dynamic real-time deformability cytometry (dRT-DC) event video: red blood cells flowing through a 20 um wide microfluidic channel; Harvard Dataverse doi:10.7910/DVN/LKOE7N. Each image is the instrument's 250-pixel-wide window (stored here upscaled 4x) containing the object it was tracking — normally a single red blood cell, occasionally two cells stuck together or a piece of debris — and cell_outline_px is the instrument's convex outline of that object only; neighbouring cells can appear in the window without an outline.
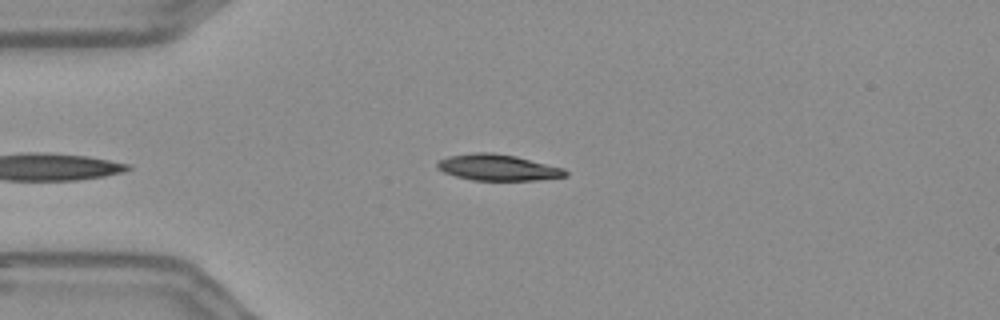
{"species": "Egyptian fruit bat (a non-hibernating species)", "species_latin": "Rousettus aegyptiacus", "temperature_condition": "warm", "stored_images_in_passage": 40, "camera_frame_rate_fps": 3000, "um_per_image_px": 0.085, "frame": {"image": 1, "passage_image": 2, "time_ms": 0.333, "image_size_px": [1000, 320], "cell_outline_px": [[568, 176], [536, 180], [472, 180], [456, 176], [444, 172], [436, 168], [436, 164], [440, 160], [448, 156], [472, 152], [492, 152], [516, 156], [564, 168], [568, 172]], "centroid_in_image_um": [42.31, 14.23], "position_along_channel_um": 42.7, "area_um2": 19.59}}
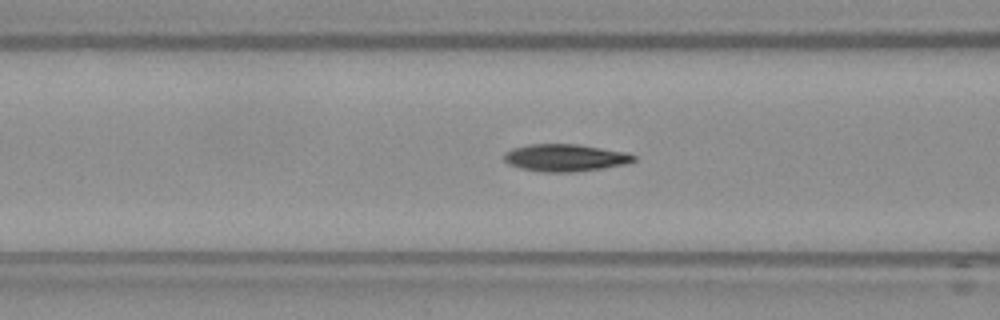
{"frame": {"image": 2, "passage_image": 10, "time_ms": 3.0, "image_size_px": [1000, 320], "cell_outline_px": [[636, 160], [624, 164], [604, 168], [572, 172], [540, 172], [520, 168], [508, 164], [504, 160], [504, 152], [512, 148], [528, 144], [576, 144], [628, 152], [636, 156]], "centroid_in_image_um": [48.02, 13.41], "position_along_channel_um": 118.6, "area_um2": 20.75}}
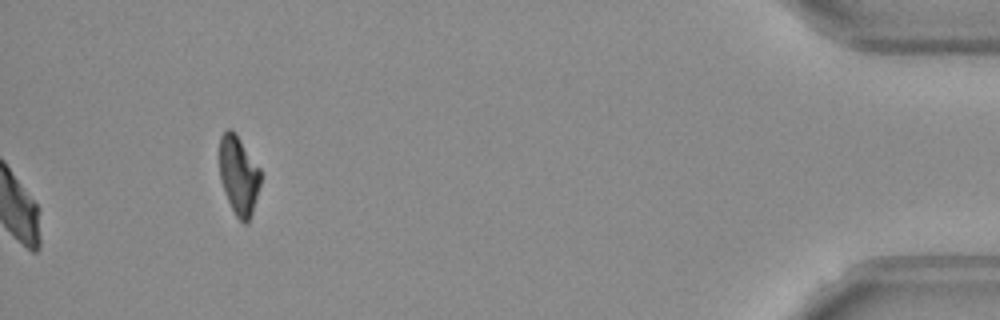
{"frame": {"image": 3, "passage_image": 40, "time_ms": 13.0, "image_size_px": [1000, 320], "cell_outline_px": [[260, 184], [252, 212], [248, 220], [244, 224], [236, 216], [224, 192], [220, 180], [220, 136], [228, 128], [232, 128], [236, 132], [260, 168]], "centroid_in_image_um": [20.28, 14.85], "position_along_channel_um": 414.9, "area_um2": 18.79}}